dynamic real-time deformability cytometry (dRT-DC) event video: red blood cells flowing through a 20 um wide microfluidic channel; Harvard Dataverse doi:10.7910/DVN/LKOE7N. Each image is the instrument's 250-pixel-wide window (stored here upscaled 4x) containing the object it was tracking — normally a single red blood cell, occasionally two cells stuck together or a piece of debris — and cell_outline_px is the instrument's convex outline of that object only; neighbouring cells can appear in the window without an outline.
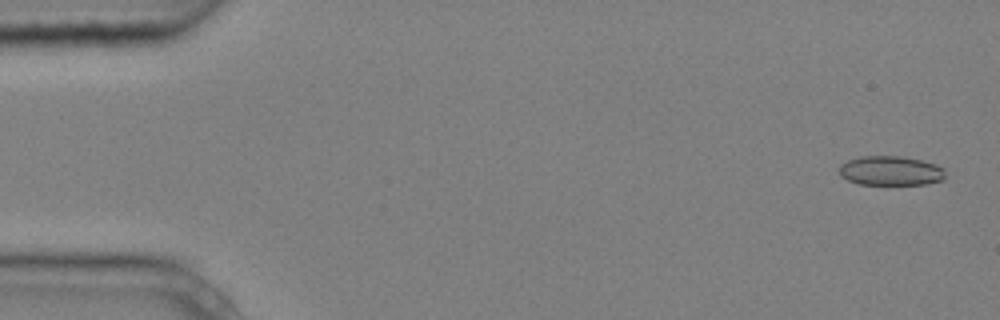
{"species": "common noctule bat (a hibernating species)", "species_latin": "Nyctalus noctula", "temperature_condition": "cold", "stored_images_in_passage": 5, "camera_frame_rate_fps": 3000, "um_per_image_px": 0.085, "animal": {"sex": "male", "body_mass_g": 20.4}, "frame": {"image": 1, "passage_image": 1, "time_ms": 0.0, "image_size_px": [1000, 320], "cell_outline_px": [[944, 180], [928, 184], [860, 184], [848, 180], [840, 176], [840, 164], [848, 160], [860, 156], [900, 156], [920, 160], [936, 164], [944, 168]], "centroid_in_image_um": [75.71, 14.51], "position_along_channel_um": 9.3, "area_um2": 18.21}}
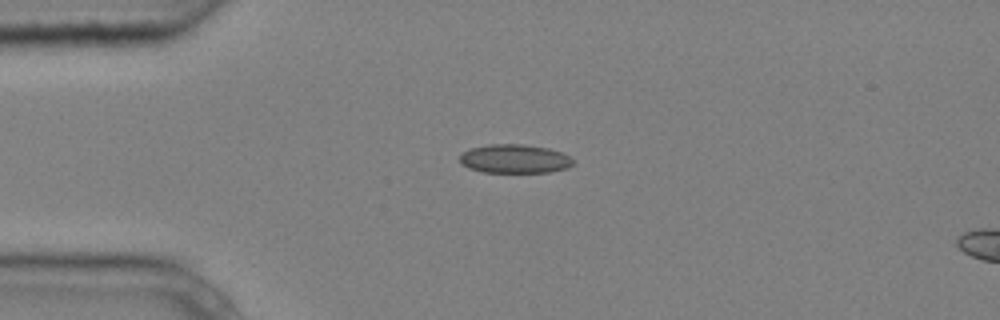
{"frame": {"image": 2, "passage_image": 3, "time_ms": 0.667, "image_size_px": [1000, 320], "cell_outline_px": [[576, 160], [568, 168], [552, 172], [480, 172], [468, 168], [460, 164], [460, 156], [464, 152], [472, 148], [488, 144], [524, 144], [548, 148], [560, 152]], "centroid_in_image_um": [43.75, 13.5], "position_along_channel_um": 41.2, "area_um2": 19.13}}